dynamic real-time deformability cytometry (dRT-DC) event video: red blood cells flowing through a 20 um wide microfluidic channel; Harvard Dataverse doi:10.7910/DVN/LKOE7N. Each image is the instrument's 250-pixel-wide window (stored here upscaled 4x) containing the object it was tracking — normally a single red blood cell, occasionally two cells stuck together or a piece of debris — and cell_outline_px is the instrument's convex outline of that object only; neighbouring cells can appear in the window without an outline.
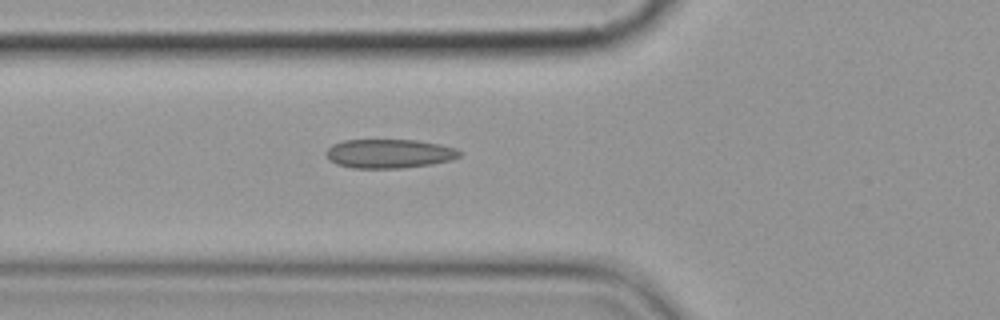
{"species": "common noctule bat (a hibernating species)", "species_latin": "Nyctalus noctula", "temperature_condition": "cold", "stored_images_in_passage": 6, "camera_frame_rate_fps": 3000, "um_per_image_px": 0.085, "animal": {"sex": "female", "body_mass_g": 19.9}, "frame": {"image": 1, "passage_image": 6, "time_ms": 5.667, "image_size_px": [1000, 320], "cell_outline_px": [[464, 152], [460, 156], [452, 160], [432, 164], [400, 168], [352, 168], [336, 164], [328, 160], [324, 152], [332, 144], [344, 140], [416, 140], [440, 144], [456, 148]], "centroid_in_image_um": [33.08, 13.06], "position_along_channel_um": 92.7, "area_um2": 22.83}}